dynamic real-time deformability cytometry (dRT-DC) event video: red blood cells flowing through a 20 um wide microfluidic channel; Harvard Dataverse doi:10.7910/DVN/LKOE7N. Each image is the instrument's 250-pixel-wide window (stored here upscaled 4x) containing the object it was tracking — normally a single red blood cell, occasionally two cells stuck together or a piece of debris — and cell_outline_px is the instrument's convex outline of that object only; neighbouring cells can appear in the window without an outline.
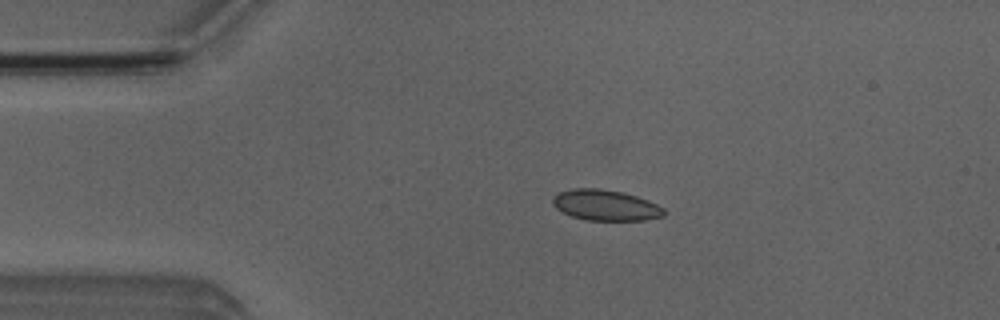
{"species": "Egyptian fruit bat (a non-hibernating species)", "species_latin": "Rousettus aegyptiacus", "temperature_condition": "room temperature", "stored_images_in_passage": 4, "camera_frame_rate_fps": 3000, "um_per_image_px": 0.085, "animal": {"sex": "male"}, "frame": {"image": 1, "passage_image": 3, "time_ms": 2.333, "image_size_px": [1000, 320], "cell_outline_px": [[664, 216], [644, 220], [584, 220], [560, 212], [552, 204], [552, 196], [560, 192], [572, 188], [600, 188], [620, 192], [636, 196], [648, 200], [664, 208]], "centroid_in_image_um": [51.42, 17.44], "position_along_channel_um": 33.6, "area_um2": 20.0}}